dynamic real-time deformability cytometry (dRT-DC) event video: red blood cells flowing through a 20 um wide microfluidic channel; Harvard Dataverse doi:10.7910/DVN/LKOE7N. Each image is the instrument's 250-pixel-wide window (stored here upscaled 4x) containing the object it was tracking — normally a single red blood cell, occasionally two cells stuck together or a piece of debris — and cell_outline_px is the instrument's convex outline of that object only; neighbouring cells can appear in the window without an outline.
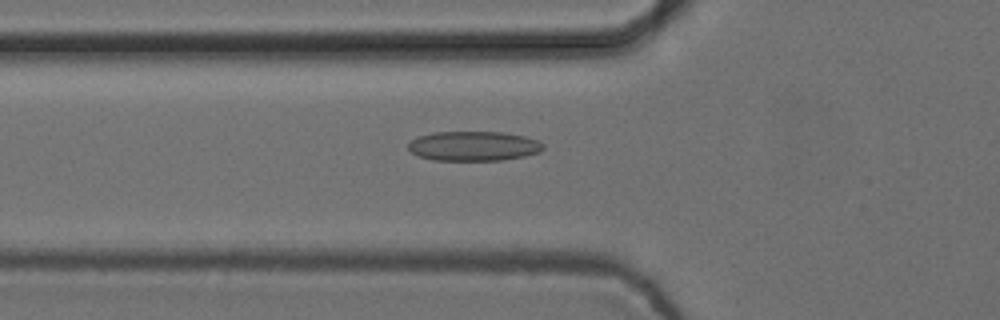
{"species": "common noctule bat (a hibernating species)", "species_latin": "Nyctalus noctula", "temperature_condition": "cold", "stored_images_in_passage": 40, "camera_frame_rate_fps": 3000, "um_per_image_px": 0.085, "animal": {"sex": "female", "body_mass_g": 24.6, "forearm_length_mm": 56.2}, "frame": {"image": 1, "passage_image": 5, "time_ms": 1.333, "image_size_px": [1000, 320], "cell_outline_px": [[544, 148], [540, 152], [524, 156], [504, 160], [432, 160], [416, 156], [408, 148], [408, 144], [412, 140], [420, 136], [432, 132], [504, 132], [524, 136], [540, 140], [544, 144]], "centroid_in_image_um": [40.28, 12.41], "position_along_channel_um": 85.5, "area_um2": 23.47}}
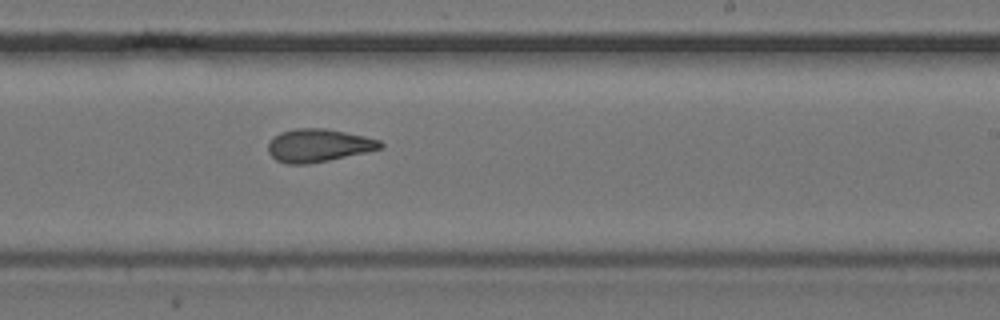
{"frame": {"image": 2, "passage_image": 19, "time_ms": 6.0, "image_size_px": [1000, 320], "cell_outline_px": [[384, 144], [380, 148], [364, 152], [328, 160], [308, 164], [288, 164], [276, 160], [268, 152], [268, 144], [280, 132], [296, 128], [324, 128], [364, 136], [380, 140]], "centroid_in_image_um": [27.04, 12.36], "position_along_channel_um": 262.0, "area_um2": 21.21}}
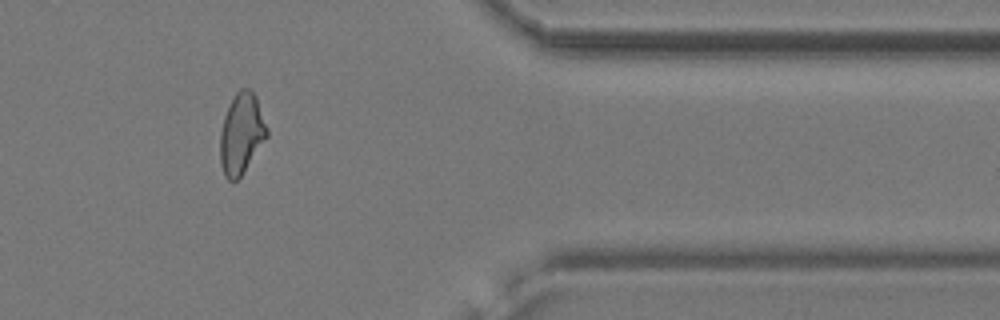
{"frame": {"image": 3, "passage_image": 31, "time_ms": 10.0, "image_size_px": [1000, 320], "cell_outline_px": [[268, 136], [240, 176], [232, 184], [224, 176], [220, 164], [220, 132], [224, 116], [236, 92], [240, 88], [248, 88], [256, 96], [268, 128]], "centroid_in_image_um": [20.51, 11.38], "position_along_channel_um": 390.9, "area_um2": 21.96}, "authors_computed_cell_mechanics": {"area_um2": 21.6172, "velocity_mm_per_s": 3.7678, "shape_relaxation_time_tau1_ms": null, "shape_relaxation_time_tau2_ms": 3.4697, "deformation_change_tau1": null, "deformation_change_tau2": 0.1072}}